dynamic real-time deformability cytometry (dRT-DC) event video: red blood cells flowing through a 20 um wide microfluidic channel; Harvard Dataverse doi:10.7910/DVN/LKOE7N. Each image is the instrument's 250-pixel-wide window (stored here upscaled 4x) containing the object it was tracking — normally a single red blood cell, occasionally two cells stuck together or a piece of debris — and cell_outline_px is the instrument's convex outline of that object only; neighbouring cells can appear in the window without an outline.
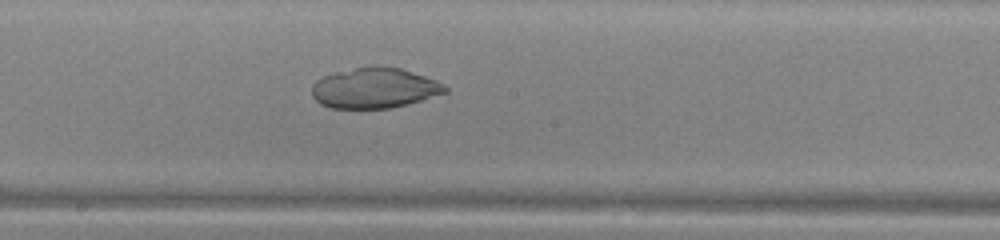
{"species": "common noctule bat (a hibernating species)", "species_latin": "Nyctalus noctula", "temperature_condition": "warm", "stored_images_in_passage": 41, "camera_frame_rate_fps": 3000, "um_per_image_px": 0.085, "animal": {"sex": "male", "body_mass_g": 13.0, "forearm_length_mm": 53.1}, "frame": {"image": 1, "passage_image": 27, "time_ms": 8.667, "image_size_px": [1000, 240], "cell_outline_px": [[448, 92], [408, 104], [388, 108], [332, 108], [320, 104], [312, 96], [312, 84], [320, 76], [336, 72], [372, 64], [376, 64], [400, 68], [436, 80], [444, 84], [448, 88]], "centroid_in_image_um": [31.82, 7.46], "position_along_channel_um": 216.4, "area_um2": 31.67}}
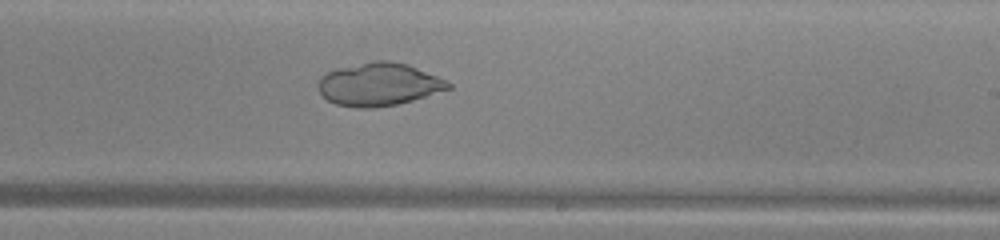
{"frame": {"image": 2, "passage_image": 30, "time_ms": 9.667, "image_size_px": [1000, 240], "cell_outline_px": [[452, 88], [412, 100], [396, 104], [372, 108], [356, 108], [336, 104], [328, 100], [320, 92], [320, 76], [336, 68], [372, 60], [388, 60], [408, 64], [436, 76], [452, 84]], "centroid_in_image_um": [32.19, 7.16], "position_along_channel_um": 256.8, "area_um2": 32.31}}